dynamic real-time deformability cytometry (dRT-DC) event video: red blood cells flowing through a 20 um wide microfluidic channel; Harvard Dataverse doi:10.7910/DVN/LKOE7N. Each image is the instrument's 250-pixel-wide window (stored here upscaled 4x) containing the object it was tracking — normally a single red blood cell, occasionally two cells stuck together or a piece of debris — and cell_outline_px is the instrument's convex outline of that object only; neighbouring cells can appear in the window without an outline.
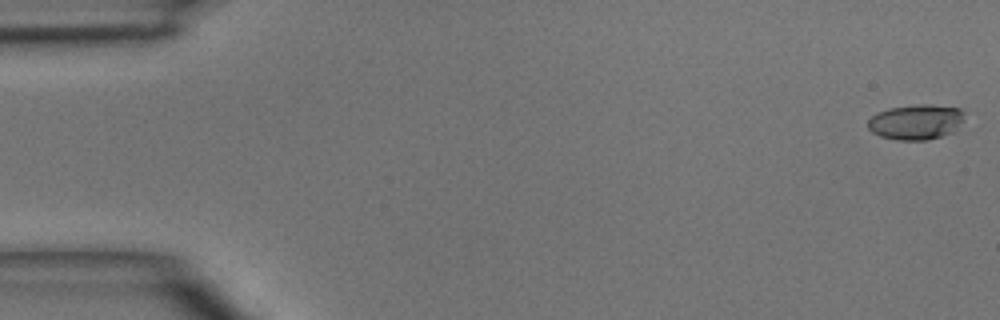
{"species": "common noctule bat (a hibernating species)", "species_latin": "Nyctalus noctula", "temperature_condition": "room temperature", "stored_images_in_passage": 10, "camera_frame_rate_fps": 3000, "um_per_image_px": 0.085, "animal": {"sex": "male", "body_mass_g": 15.6}, "frame": {"image": 1, "passage_image": 1, "time_ms": 0.0, "image_size_px": [1000, 320], "cell_outline_px": [[964, 112], [960, 120], [952, 132], [928, 140], [896, 140], [880, 136], [872, 132], [868, 128], [868, 120], [872, 116], [888, 108], [920, 104], [924, 104], [960, 108]], "centroid_in_image_um": [77.8, 10.37], "position_along_channel_um": 7.2, "area_um2": 19.42}}